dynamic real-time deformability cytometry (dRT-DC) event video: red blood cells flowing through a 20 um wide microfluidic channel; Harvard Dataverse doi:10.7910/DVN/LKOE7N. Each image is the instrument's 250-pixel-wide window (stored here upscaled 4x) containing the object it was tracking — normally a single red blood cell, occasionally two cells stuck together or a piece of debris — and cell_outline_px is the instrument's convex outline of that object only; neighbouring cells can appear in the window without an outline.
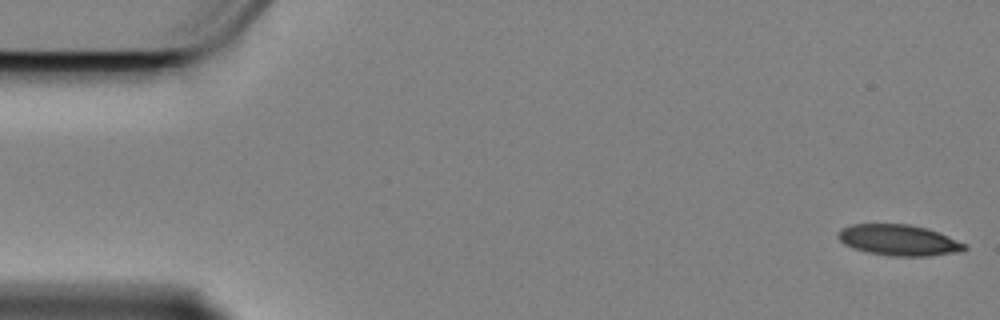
{"species": "Egyptian fruit bat (a non-hibernating species)", "species_latin": "Rousettus aegyptiacus", "temperature_condition": "cold", "stored_images_in_passage": 17, "camera_frame_rate_fps": 3000, "um_per_image_px": 0.085, "animal": {"sex": "female"}, "frame": {"image": 1, "passage_image": 1, "time_ms": 0.0, "image_size_px": [1000, 320], "cell_outline_px": [[968, 248], [952, 252], [928, 256], [896, 256], [868, 252], [852, 248], [844, 244], [840, 240], [840, 228], [852, 224], [908, 224], [928, 228], [948, 236], [964, 244]], "centroid_in_image_um": [76.36, 20.4], "position_along_channel_um": 8.6, "area_um2": 22.37}}
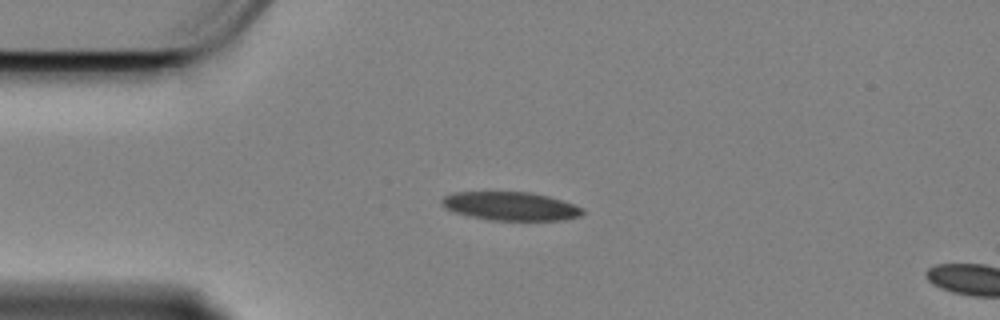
{"frame": {"image": 2, "passage_image": 13, "time_ms": 4.0, "image_size_px": [1000, 320], "cell_outline_px": [[584, 212], [580, 216], [564, 220], [488, 220], [468, 216], [444, 208], [440, 204], [440, 200], [444, 196], [452, 192], [532, 192], [548, 196], [572, 204], [580, 208]], "centroid_in_image_um": [43.33, 17.52], "position_along_channel_um": 41.7, "area_um2": 23.41}}